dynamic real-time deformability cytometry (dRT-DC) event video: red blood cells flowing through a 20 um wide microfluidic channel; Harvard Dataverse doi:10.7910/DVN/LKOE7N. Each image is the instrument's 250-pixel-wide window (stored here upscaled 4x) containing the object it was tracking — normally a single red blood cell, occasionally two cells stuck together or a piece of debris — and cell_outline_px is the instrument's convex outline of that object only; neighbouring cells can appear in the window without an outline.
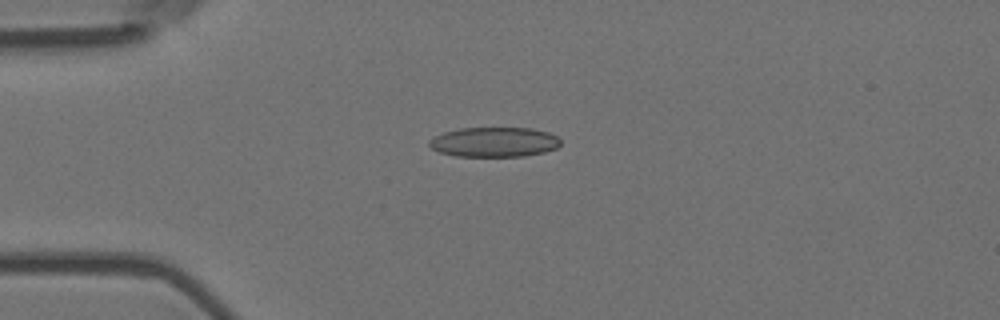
{"species": "Egyptian fruit bat (a non-hibernating species)", "species_latin": "Rousettus aegyptiacus", "temperature_condition": "room temperature", "stored_images_in_passage": 8, "camera_frame_rate_fps": 3000, "um_per_image_px": 0.085, "animal": {"sex": "female"}, "frame": {"image": 1, "passage_image": 3, "time_ms": 0.667, "image_size_px": [1000, 320], "cell_outline_px": [[560, 144], [556, 148], [544, 152], [524, 156], [456, 156], [440, 152], [432, 148], [428, 144], [428, 140], [432, 136], [444, 132], [460, 128], [532, 128], [548, 132], [556, 136], [560, 140]], "centroid_in_image_um": [41.98, 12.07], "position_along_channel_um": 43.0, "area_um2": 22.83}}
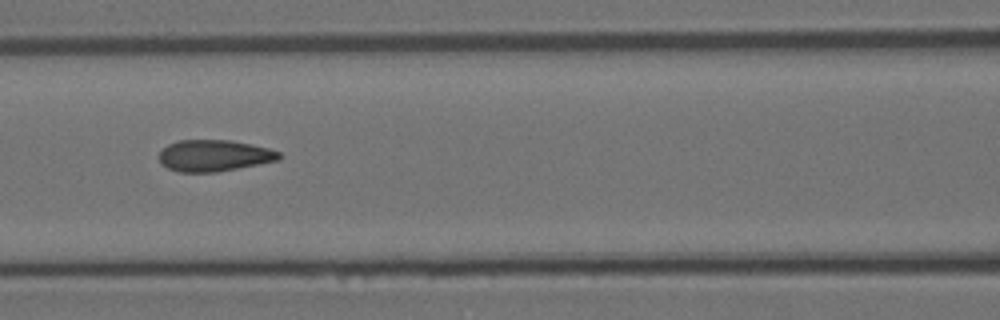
{"frame": {"image": 2, "passage_image": 6, "time_ms": 1.667, "image_size_px": [1000, 320], "cell_outline_px": [[284, 156], [280, 160], [216, 172], [180, 172], [168, 168], [160, 164], [160, 152], [168, 144], [180, 140], [232, 140], [268, 148], [280, 152]], "centroid_in_image_um": [18.23, 13.23], "position_along_channel_um": 148.4, "area_um2": 22.02}}
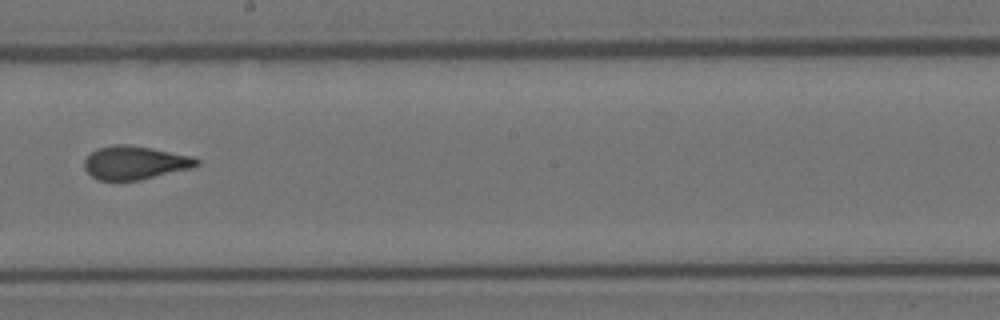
{"frame": {"image": 3, "passage_image": 8, "time_ms": 2.333, "image_size_px": [1000, 320], "cell_outline_px": [[200, 164], [192, 168], [140, 180], [100, 180], [92, 176], [84, 168], [84, 160], [92, 152], [100, 148], [112, 144], [128, 144], [152, 148], [192, 156], [200, 160]], "centroid_in_image_um": [11.49, 13.82], "position_along_channel_um": 236.7, "area_um2": 21.85}}